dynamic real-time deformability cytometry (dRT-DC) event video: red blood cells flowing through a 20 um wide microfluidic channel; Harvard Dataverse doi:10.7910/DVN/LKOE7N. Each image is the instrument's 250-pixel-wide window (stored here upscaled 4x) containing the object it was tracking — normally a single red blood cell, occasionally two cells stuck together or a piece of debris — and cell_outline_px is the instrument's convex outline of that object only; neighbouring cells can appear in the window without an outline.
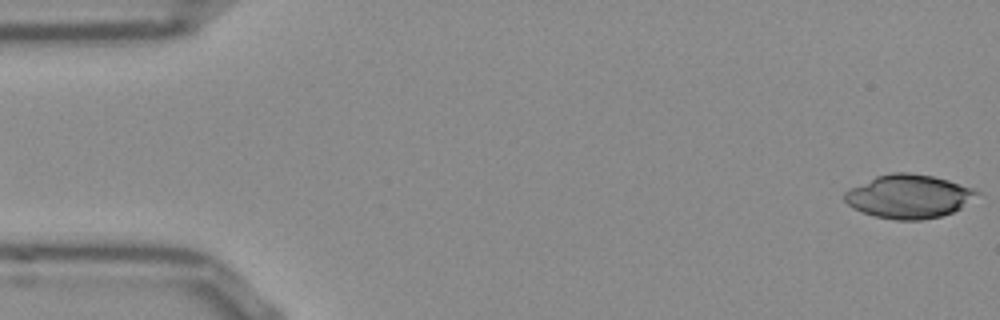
{"species": "Egyptian fruit bat (a non-hibernating species)", "species_latin": "Rousettus aegyptiacus", "temperature_condition": "room temperature", "stored_images_in_passage": 16, "camera_frame_rate_fps": 3000, "um_per_image_px": 0.085, "frame": {"image": 1, "passage_image": 1, "time_ms": 0.0, "image_size_px": [1000, 320], "cell_outline_px": [[980, 192], [960, 208], [952, 212], [940, 216], [924, 220], [896, 220], [876, 216], [860, 212], [852, 208], [844, 200], [844, 192], [848, 188], [876, 176], [892, 172], [908, 172], [932, 176], [948, 180], [972, 188]], "centroid_in_image_um": [77.18, 16.69], "position_along_channel_um": 7.8, "area_um2": 33.52}}